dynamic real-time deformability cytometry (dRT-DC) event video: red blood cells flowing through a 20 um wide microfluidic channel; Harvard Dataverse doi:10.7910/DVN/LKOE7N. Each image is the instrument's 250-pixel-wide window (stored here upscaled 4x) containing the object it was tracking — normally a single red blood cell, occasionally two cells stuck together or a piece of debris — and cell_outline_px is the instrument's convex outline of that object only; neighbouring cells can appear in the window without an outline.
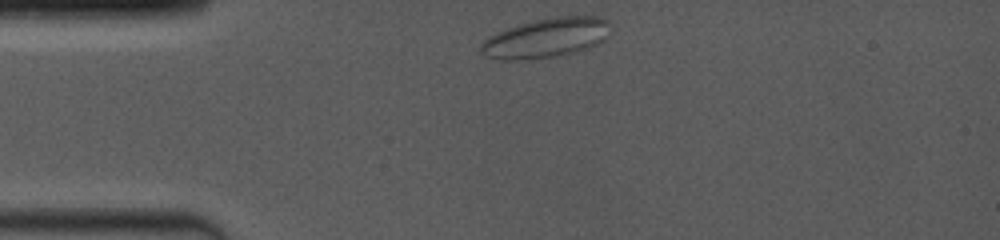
{"species": "common noctule bat (a hibernating species)", "species_latin": "Nyctalus noctula", "temperature_condition": "room temperature", "stored_images_in_passage": 29, "camera_frame_rate_fps": 4000, "um_per_image_px": 0.085, "animal": {"sex": "female", "body_mass_g": 19.0, "forearm_length_mm": 53.3}, "frame": {"image": 1, "passage_image": 1, "time_ms": 0.0, "image_size_px": [1000, 240], "cell_outline_px": [[608, 36], [604, 40], [588, 48], [556, 56], [520, 60], [496, 60], [480, 52], [480, 44], [488, 36], [496, 32], [516, 24], [532, 20], [556, 16], [600, 16], [608, 20]], "centroid_in_image_um": [46.38, 3.21], "position_along_channel_um": 38.6, "area_um2": 30.06}}
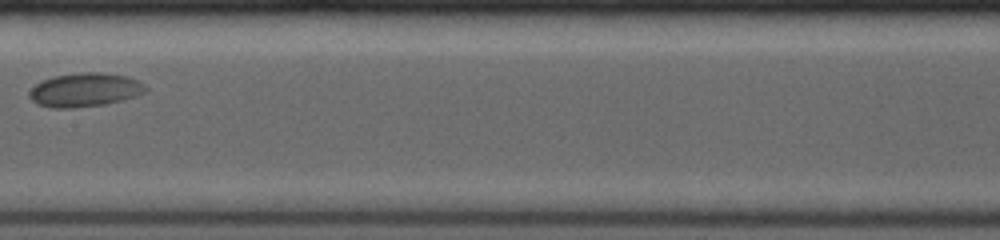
{"frame": {"image": 2, "passage_image": 14, "time_ms": 5.0, "image_size_px": [1000, 240], "cell_outline_px": [[148, 92], [136, 96], [108, 104], [72, 108], [52, 108], [36, 104], [28, 96], [28, 92], [36, 84], [52, 76], [80, 72], [100, 72], [128, 76], [144, 84], [148, 88]], "centroid_in_image_um": [7.23, 7.64], "position_along_channel_um": 200.2, "area_um2": 23.18}}
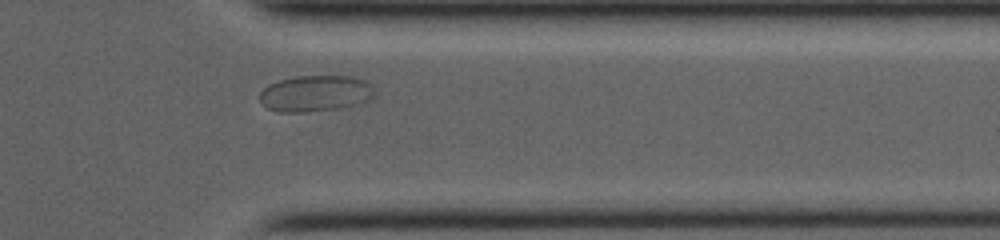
{"frame": {"image": 3, "passage_image": 26, "time_ms": 9.75, "image_size_px": [1000, 240], "cell_outline_px": [[376, 96], [372, 100], [364, 104], [340, 108], [304, 112], [280, 112], [268, 108], [260, 100], [260, 92], [268, 84], [280, 80], [296, 76], [352, 76], [364, 80], [376, 92]], "centroid_in_image_um": [26.87, 7.95], "position_along_channel_um": 384.5, "area_um2": 24.51}}